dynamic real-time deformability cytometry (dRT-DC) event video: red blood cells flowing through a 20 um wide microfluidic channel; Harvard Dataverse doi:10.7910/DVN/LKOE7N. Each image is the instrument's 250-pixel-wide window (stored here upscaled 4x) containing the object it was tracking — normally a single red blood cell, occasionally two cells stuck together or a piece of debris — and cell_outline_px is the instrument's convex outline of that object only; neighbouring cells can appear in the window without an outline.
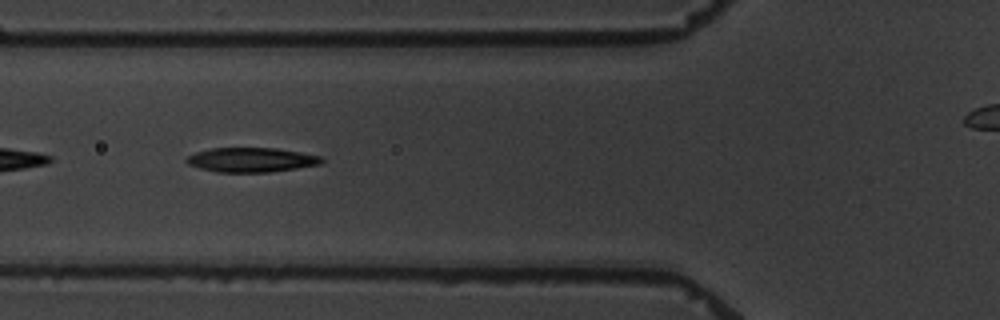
{"species": "common noctule bat (a hibernating species)", "species_latin": "Nyctalus noctula", "temperature_condition": "warm", "stored_images_in_passage": 3, "camera_frame_rate_fps": 3000, "um_per_image_px": 0.085, "animal": {"sex": "male", "body_mass_g": 19.5, "forearm_length_mm": 54.6}, "frame": {"image": 1, "passage_image": 3, "time_ms": 2.333, "image_size_px": [1000, 320], "cell_outline_px": [[324, 160], [320, 164], [296, 168], [268, 172], [216, 172], [200, 168], [188, 164], [184, 160], [188, 156], [196, 152], [212, 148], [276, 148], [300, 152], [320, 156]], "centroid_in_image_um": [21.34, 13.58], "position_along_channel_um": 104.5, "area_um2": 19.13}}